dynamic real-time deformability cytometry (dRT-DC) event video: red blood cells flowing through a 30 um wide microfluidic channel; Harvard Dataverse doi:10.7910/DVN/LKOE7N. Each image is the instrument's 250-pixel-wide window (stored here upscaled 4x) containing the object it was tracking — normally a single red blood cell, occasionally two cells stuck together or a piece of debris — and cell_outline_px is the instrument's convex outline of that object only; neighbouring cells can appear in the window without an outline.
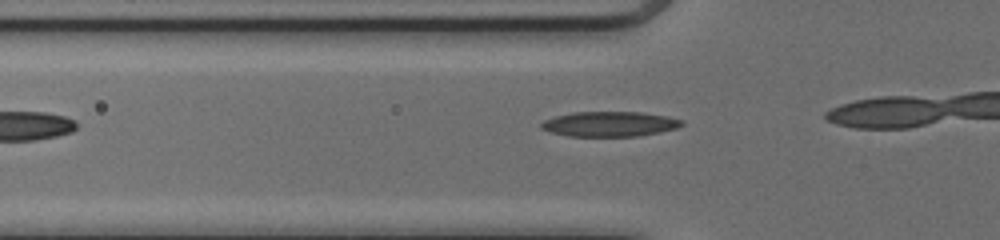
{"species": "common noctule bat (a hibernating species)", "species_latin": "Nyctalus noctula", "temperature_condition": "cold", "stored_images_in_passage": 6, "camera_frame_rate_fps": 3000, "um_per_image_px": 0.085, "animal": {"sex": "female", "body_mass_g": 17.0, "forearm_length_mm": 48.0}, "frame": {"image": 1, "passage_image": 2, "time_ms": 0.333, "image_size_px": [1000, 240], "cell_outline_px": [[684, 124], [676, 128], [660, 132], [636, 136], [568, 136], [548, 132], [540, 128], [540, 124], [544, 120], [556, 116], [572, 112], [640, 112], [664, 116], [684, 120]], "centroid_in_image_um": [51.78, 10.54], "position_along_channel_um": 74.0, "area_um2": 20.46}}
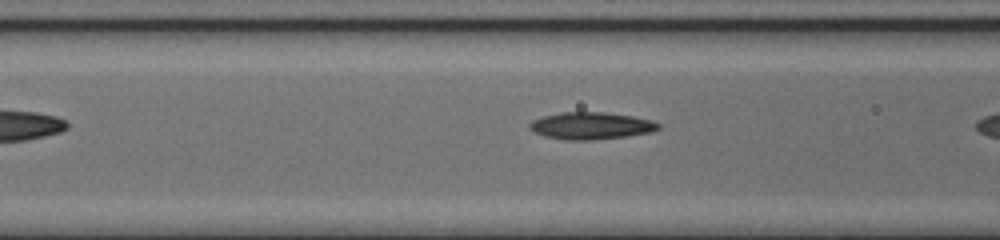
{"frame": {"image": 2, "passage_image": 5, "time_ms": 1.333, "image_size_px": [1000, 240], "cell_outline_px": [[660, 128], [652, 132], [628, 136], [592, 140], [564, 140], [544, 136], [528, 128], [528, 124], [532, 120], [544, 116], [560, 112], [604, 112], [632, 116], [652, 120], [660, 124]], "centroid_in_image_um": [50.24, 10.69], "position_along_channel_um": 116.4, "area_um2": 20.46}}